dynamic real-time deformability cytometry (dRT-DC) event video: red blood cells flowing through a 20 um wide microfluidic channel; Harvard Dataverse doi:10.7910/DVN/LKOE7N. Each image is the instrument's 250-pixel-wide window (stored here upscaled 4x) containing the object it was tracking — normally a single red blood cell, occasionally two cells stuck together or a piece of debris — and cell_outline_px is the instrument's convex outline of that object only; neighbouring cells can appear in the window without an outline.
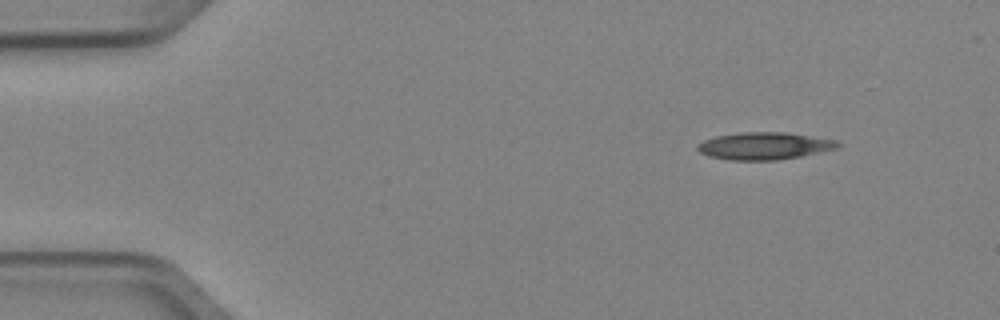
{"species": "Egyptian fruit bat (a non-hibernating species)", "species_latin": "Rousettus aegyptiacus", "temperature_condition": "cold", "stored_images_in_passage": 6, "camera_frame_rate_fps": 3000, "um_per_image_px": 0.085, "animal": {"sex": "female"}, "frame": {"image": 1, "passage_image": 2, "time_ms": 0.333, "image_size_px": [1000, 320], "cell_outline_px": [[840, 144], [836, 148], [800, 156], [776, 160], [728, 160], [708, 156], [700, 152], [696, 148], [696, 144], [704, 140], [716, 136], [740, 132], [784, 132], [836, 140]], "centroid_in_image_um": [64.9, 12.4], "position_along_channel_um": 20.1, "area_um2": 22.14}}
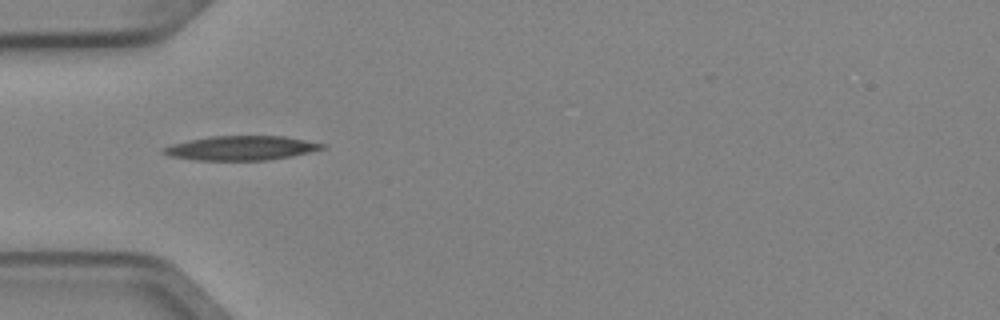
{"frame": {"image": 2, "passage_image": 5, "time_ms": 1.333, "image_size_px": [1000, 320], "cell_outline_px": [[328, 144], [324, 148], [292, 156], [268, 160], [196, 160], [168, 156], [160, 152], [164, 148], [172, 144], [188, 140], [208, 136], [284, 136]], "centroid_in_image_um": [20.49, 12.58], "position_along_channel_um": 64.5, "area_um2": 22.54}}
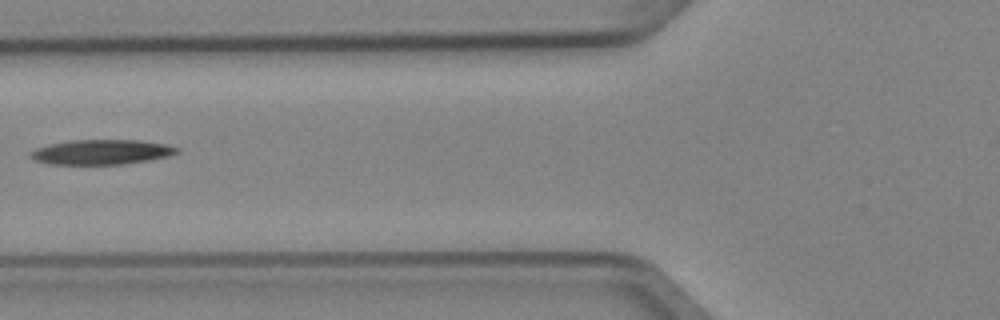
{"frame": {"image": 3, "passage_image": 6, "time_ms": 1.667, "image_size_px": [1000, 320], "cell_outline_px": [[180, 152], [168, 156], [148, 160], [120, 164], [52, 164], [36, 160], [28, 156], [28, 152], [36, 148], [48, 144], [68, 140], [140, 140], [168, 144], [180, 148]], "centroid_in_image_um": [8.63, 12.91], "position_along_channel_um": 117.2, "area_um2": 21.33}}